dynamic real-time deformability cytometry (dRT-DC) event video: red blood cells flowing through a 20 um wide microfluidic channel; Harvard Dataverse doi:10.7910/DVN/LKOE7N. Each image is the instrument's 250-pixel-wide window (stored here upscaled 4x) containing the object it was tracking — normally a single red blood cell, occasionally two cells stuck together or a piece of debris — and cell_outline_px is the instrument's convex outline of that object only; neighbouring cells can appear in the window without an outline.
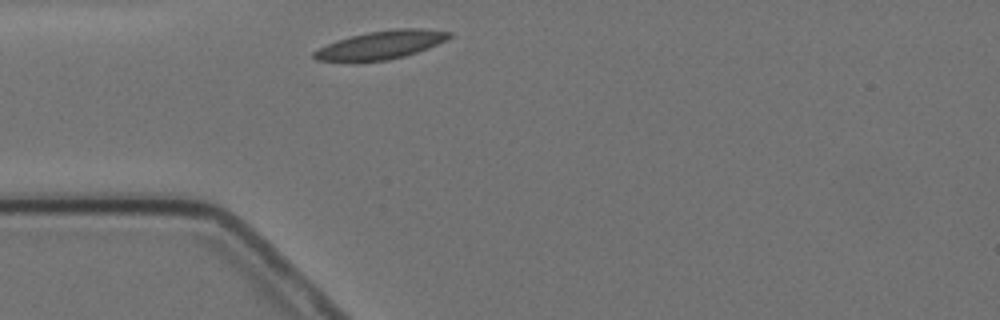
{"species": "Egyptian fruit bat (a non-hibernating species)", "species_latin": "Rousettus aegyptiacus", "temperature_condition": "cold", "stored_images_in_passage": 1, "camera_frame_rate_fps": 3000, "um_per_image_px": 0.085, "animal": {"sex": "female"}, "frame": {"image": 1, "passage_image": 1, "time_ms": 0.0, "image_size_px": [1000, 320], "cell_outline_px": [[452, 36], [448, 40], [428, 48], [404, 56], [388, 60], [316, 60], [312, 56], [312, 52], [336, 40], [368, 32], [396, 28], [420, 28], [452, 32]], "centroid_in_image_um": [32.45, 3.79], "position_along_channel_um": 52.5, "area_um2": 21.91}}